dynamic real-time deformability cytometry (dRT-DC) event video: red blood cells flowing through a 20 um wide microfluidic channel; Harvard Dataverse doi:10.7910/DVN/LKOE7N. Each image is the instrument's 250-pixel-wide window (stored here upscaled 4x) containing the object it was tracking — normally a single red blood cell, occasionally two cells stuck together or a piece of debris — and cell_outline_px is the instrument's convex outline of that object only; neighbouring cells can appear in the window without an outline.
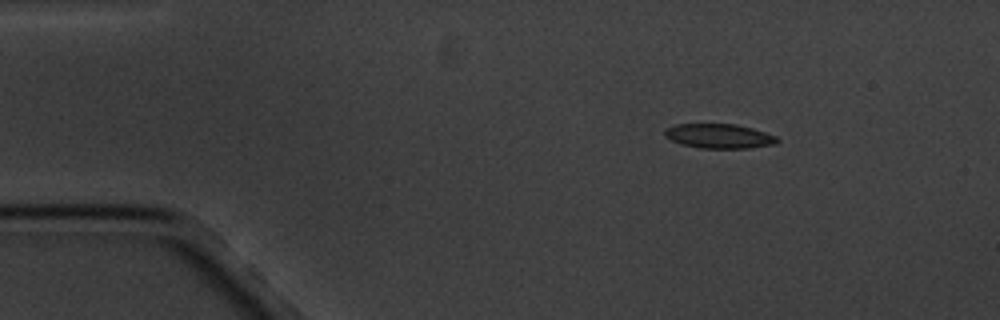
{"species": "common noctule bat (a hibernating species)", "species_latin": "Nyctalus noctula", "temperature_condition": "cold", "stored_images_in_passage": 7, "camera_frame_rate_fps": 3000, "um_per_image_px": 0.085, "animal": {"sex": "male", "body_mass_g": 20.1, "forearm_length_mm": 53.5}, "frame": {"image": 1, "passage_image": 1, "time_ms": 0.0, "image_size_px": [1000, 320], "cell_outline_px": [[780, 140], [776, 144], [748, 148], [700, 148], [680, 144], [664, 136], [664, 128], [676, 124], [736, 124], [752, 128], [776, 136]], "centroid_in_image_um": [61.11, 11.56], "position_along_channel_um": 23.9, "area_um2": 16.13}}
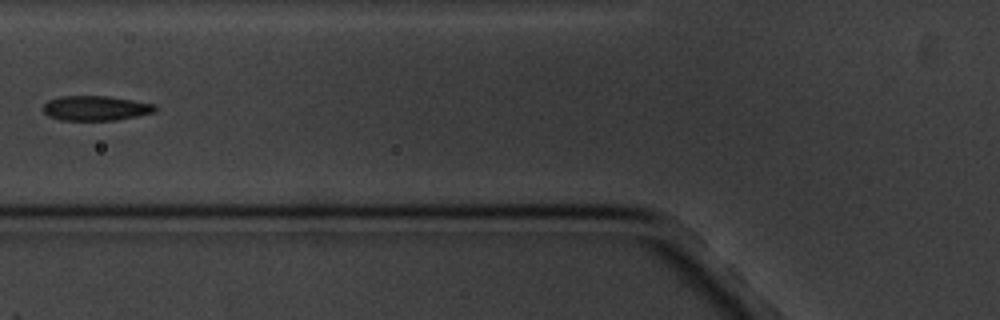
{"frame": {"image": 2, "passage_image": 4, "time_ms": 4.667, "image_size_px": [1000, 320], "cell_outline_px": [[160, 108], [156, 112], [116, 120], [60, 120], [48, 116], [44, 112], [44, 104], [48, 100], [60, 96], [108, 96], [156, 104]], "centroid_in_image_um": [8.17, 9.19], "position_along_channel_um": 117.6, "area_um2": 16.3}}
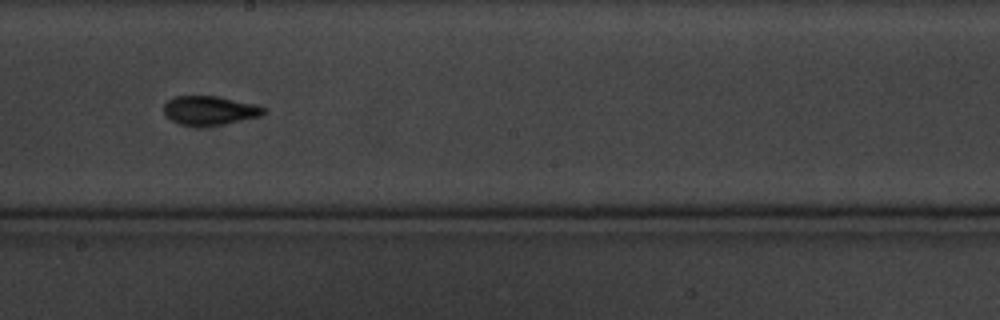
{"frame": {"image": 3, "passage_image": 7, "time_ms": 8.0, "image_size_px": [1000, 320], "cell_outline_px": [[268, 112], [264, 116], [224, 124], [180, 124], [164, 116], [164, 104], [172, 96], [216, 96], [256, 104], [264, 108]], "centroid_in_image_um": [17.86, 9.36], "position_along_channel_um": 230.3, "area_um2": 16.76}}